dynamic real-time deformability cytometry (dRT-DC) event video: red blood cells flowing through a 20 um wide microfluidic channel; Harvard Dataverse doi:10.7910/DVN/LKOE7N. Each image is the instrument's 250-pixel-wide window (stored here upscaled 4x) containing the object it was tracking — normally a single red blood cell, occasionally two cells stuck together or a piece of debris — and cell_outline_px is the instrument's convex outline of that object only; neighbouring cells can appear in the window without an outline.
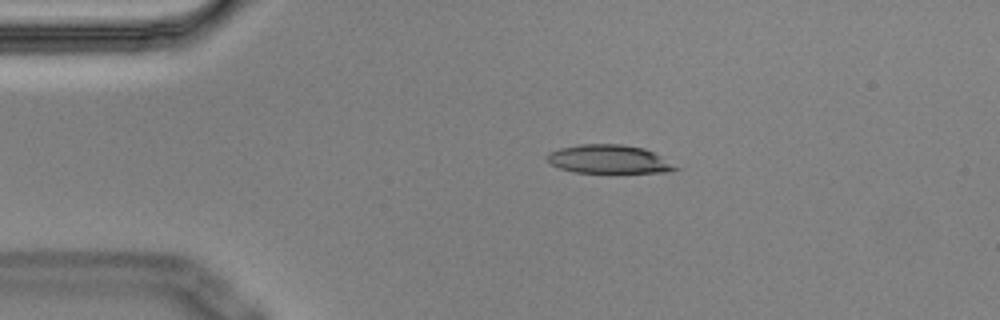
{"species": "Egyptian fruit bat (a non-hibernating species)", "species_latin": "Rousettus aegyptiacus", "temperature_condition": "cold", "stored_images_in_passage": 4, "camera_frame_rate_fps": 3000, "um_per_image_px": 0.085, "animal": {"sex": "male"}, "frame": {"image": 1, "passage_image": 3, "time_ms": 0.667, "image_size_px": [1000, 320], "cell_outline_px": [[680, 168], [668, 172], [572, 172], [560, 168], [552, 164], [548, 160], [548, 152], [560, 148], [580, 144], [624, 144], [644, 148], [660, 156]], "centroid_in_image_um": [51.75, 13.52], "position_along_channel_um": 33.3, "area_um2": 21.1}}